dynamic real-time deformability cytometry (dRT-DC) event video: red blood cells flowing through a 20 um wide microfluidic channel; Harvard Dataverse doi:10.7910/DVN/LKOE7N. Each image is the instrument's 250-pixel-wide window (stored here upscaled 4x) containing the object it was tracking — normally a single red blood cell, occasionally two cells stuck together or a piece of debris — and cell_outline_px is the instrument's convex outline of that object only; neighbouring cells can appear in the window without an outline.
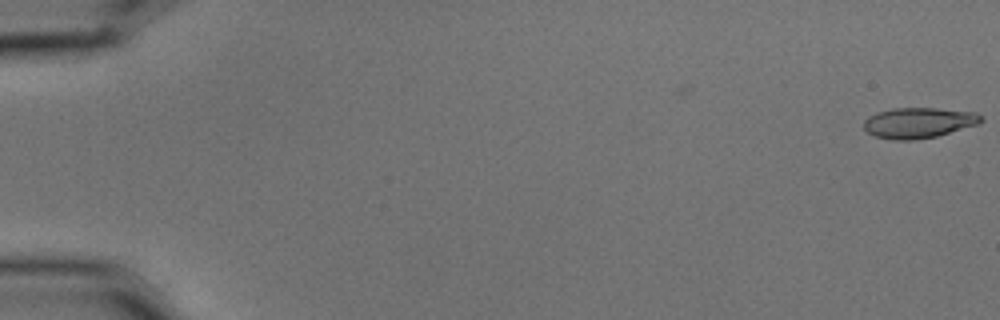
{"species": "common noctule bat (a hibernating species)", "species_latin": "Nyctalus noctula", "temperature_condition": "cold", "stored_images_in_passage": 52, "camera_frame_rate_fps": 3000, "um_per_image_px": 0.085, "animal": {"sex": "male", "body_mass_g": 15.6}, "frame": {"image": 1, "passage_image": 1, "time_ms": 0.0, "image_size_px": [1000, 320], "cell_outline_px": [[984, 120], [980, 124], [936, 136], [912, 140], [892, 140], [876, 136], [868, 132], [864, 128], [864, 120], [868, 116], [876, 112], [892, 108], [936, 108], [976, 112], [984, 116]], "centroid_in_image_um": [78.11, 10.42], "position_along_channel_um": 6.9, "area_um2": 21.04}}
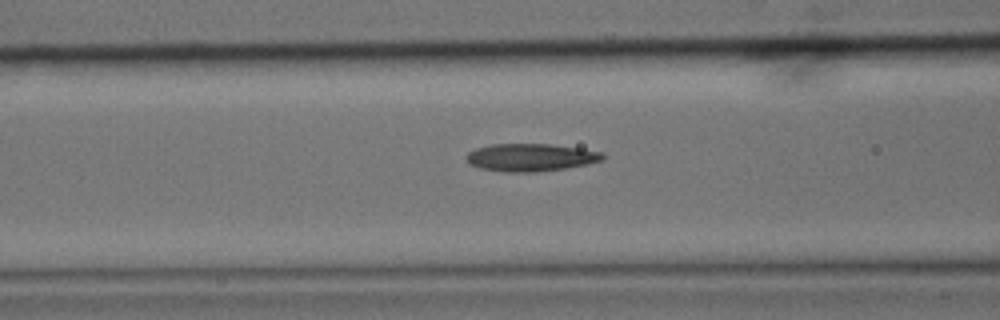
{"frame": {"image": 2, "passage_image": 24, "time_ms": 7.667, "image_size_px": [1000, 320], "cell_outline_px": [[604, 160], [588, 164], [564, 168], [536, 172], [504, 172], [480, 168], [468, 164], [464, 156], [468, 152], [476, 148], [492, 144], [548, 144], [580, 148], [604, 152]], "centroid_in_image_um": [45.09, 13.38], "position_along_channel_um": 121.5, "area_um2": 22.14}}
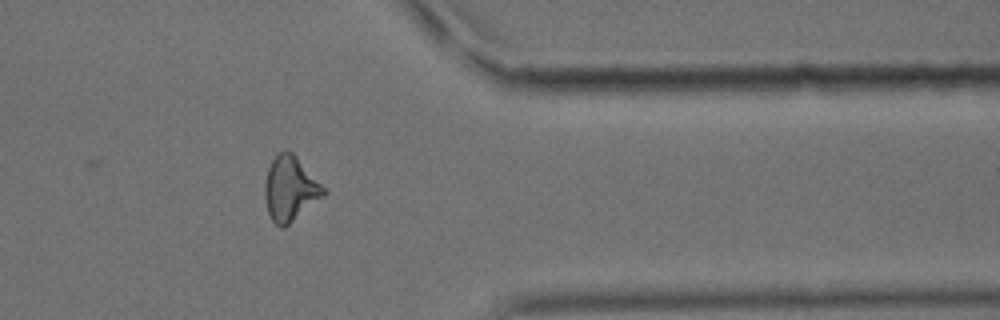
{"frame": {"image": 3, "passage_image": 47, "time_ms": 15.333, "image_size_px": [1000, 320], "cell_outline_px": [[328, 192], [324, 196], [284, 228], [280, 228], [272, 220], [268, 212], [264, 196], [264, 184], [268, 168], [272, 160], [280, 152], [292, 152], [296, 156]], "centroid_in_image_um": [24.65, 16.07], "position_along_channel_um": 386.7, "area_um2": 21.85}, "authors_computed_cell_mechanics": {"area_um2": 21.0392, "velocity_mm_per_s": 3.5971, "shape_relaxation_time_tau1_ms": 5.8944, "shape_relaxation_time_tau2_ms": 3.8009, "deformation_change_tau1": 0.1779, "deformation_change_tau2": 0.147}}